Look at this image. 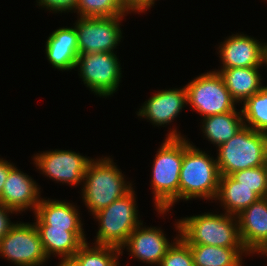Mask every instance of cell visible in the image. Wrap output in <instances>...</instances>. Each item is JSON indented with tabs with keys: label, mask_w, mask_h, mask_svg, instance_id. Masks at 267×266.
<instances>
[{
	"label": "cell",
	"mask_w": 267,
	"mask_h": 266,
	"mask_svg": "<svg viewBox=\"0 0 267 266\" xmlns=\"http://www.w3.org/2000/svg\"><path fill=\"white\" fill-rule=\"evenodd\" d=\"M183 137V162L179 176V201L215 200L220 172L214 159Z\"/></svg>",
	"instance_id": "cell-2"
},
{
	"label": "cell",
	"mask_w": 267,
	"mask_h": 266,
	"mask_svg": "<svg viewBox=\"0 0 267 266\" xmlns=\"http://www.w3.org/2000/svg\"><path fill=\"white\" fill-rule=\"evenodd\" d=\"M261 254L267 256V248Z\"/></svg>",
	"instance_id": "cell-35"
},
{
	"label": "cell",
	"mask_w": 267,
	"mask_h": 266,
	"mask_svg": "<svg viewBox=\"0 0 267 266\" xmlns=\"http://www.w3.org/2000/svg\"><path fill=\"white\" fill-rule=\"evenodd\" d=\"M36 155V156H35ZM33 163L49 179L62 184L80 185L92 160L72 150H50L34 154Z\"/></svg>",
	"instance_id": "cell-11"
},
{
	"label": "cell",
	"mask_w": 267,
	"mask_h": 266,
	"mask_svg": "<svg viewBox=\"0 0 267 266\" xmlns=\"http://www.w3.org/2000/svg\"><path fill=\"white\" fill-rule=\"evenodd\" d=\"M121 250L114 246L84 243L74 254L82 266H119Z\"/></svg>",
	"instance_id": "cell-25"
},
{
	"label": "cell",
	"mask_w": 267,
	"mask_h": 266,
	"mask_svg": "<svg viewBox=\"0 0 267 266\" xmlns=\"http://www.w3.org/2000/svg\"><path fill=\"white\" fill-rule=\"evenodd\" d=\"M45 54L51 65L61 71L75 69L79 56L75 27H60L46 40Z\"/></svg>",
	"instance_id": "cell-18"
},
{
	"label": "cell",
	"mask_w": 267,
	"mask_h": 266,
	"mask_svg": "<svg viewBox=\"0 0 267 266\" xmlns=\"http://www.w3.org/2000/svg\"><path fill=\"white\" fill-rule=\"evenodd\" d=\"M260 197L250 188L240 185L230 175H221L215 201L220 202L224 212L237 216Z\"/></svg>",
	"instance_id": "cell-21"
},
{
	"label": "cell",
	"mask_w": 267,
	"mask_h": 266,
	"mask_svg": "<svg viewBox=\"0 0 267 266\" xmlns=\"http://www.w3.org/2000/svg\"><path fill=\"white\" fill-rule=\"evenodd\" d=\"M57 266H82V264L73 256L62 258Z\"/></svg>",
	"instance_id": "cell-33"
},
{
	"label": "cell",
	"mask_w": 267,
	"mask_h": 266,
	"mask_svg": "<svg viewBox=\"0 0 267 266\" xmlns=\"http://www.w3.org/2000/svg\"><path fill=\"white\" fill-rule=\"evenodd\" d=\"M134 188L126 195L101 209L93 216L99 223L95 245L114 246L119 249L130 234L142 223L138 217Z\"/></svg>",
	"instance_id": "cell-6"
},
{
	"label": "cell",
	"mask_w": 267,
	"mask_h": 266,
	"mask_svg": "<svg viewBox=\"0 0 267 266\" xmlns=\"http://www.w3.org/2000/svg\"><path fill=\"white\" fill-rule=\"evenodd\" d=\"M242 243L251 255L267 248V197L260 198L237 215Z\"/></svg>",
	"instance_id": "cell-16"
},
{
	"label": "cell",
	"mask_w": 267,
	"mask_h": 266,
	"mask_svg": "<svg viewBox=\"0 0 267 266\" xmlns=\"http://www.w3.org/2000/svg\"><path fill=\"white\" fill-rule=\"evenodd\" d=\"M263 66L267 67V43L265 44L263 50Z\"/></svg>",
	"instance_id": "cell-34"
},
{
	"label": "cell",
	"mask_w": 267,
	"mask_h": 266,
	"mask_svg": "<svg viewBox=\"0 0 267 266\" xmlns=\"http://www.w3.org/2000/svg\"><path fill=\"white\" fill-rule=\"evenodd\" d=\"M176 231L188 245H211L226 248H245L237 216L205 212L178 219Z\"/></svg>",
	"instance_id": "cell-3"
},
{
	"label": "cell",
	"mask_w": 267,
	"mask_h": 266,
	"mask_svg": "<svg viewBox=\"0 0 267 266\" xmlns=\"http://www.w3.org/2000/svg\"><path fill=\"white\" fill-rule=\"evenodd\" d=\"M114 164L109 156L92 159L87 166L81 195L92 215L123 197L133 188V184L125 180V175L123 176Z\"/></svg>",
	"instance_id": "cell-4"
},
{
	"label": "cell",
	"mask_w": 267,
	"mask_h": 266,
	"mask_svg": "<svg viewBox=\"0 0 267 266\" xmlns=\"http://www.w3.org/2000/svg\"><path fill=\"white\" fill-rule=\"evenodd\" d=\"M242 104L244 126L267 133V85Z\"/></svg>",
	"instance_id": "cell-24"
},
{
	"label": "cell",
	"mask_w": 267,
	"mask_h": 266,
	"mask_svg": "<svg viewBox=\"0 0 267 266\" xmlns=\"http://www.w3.org/2000/svg\"><path fill=\"white\" fill-rule=\"evenodd\" d=\"M201 121V128L205 138L216 147L230 140L244 127L241 109L240 112L232 111L207 116Z\"/></svg>",
	"instance_id": "cell-22"
},
{
	"label": "cell",
	"mask_w": 267,
	"mask_h": 266,
	"mask_svg": "<svg viewBox=\"0 0 267 266\" xmlns=\"http://www.w3.org/2000/svg\"><path fill=\"white\" fill-rule=\"evenodd\" d=\"M37 5L52 11L53 13L74 12L78 0H36Z\"/></svg>",
	"instance_id": "cell-29"
},
{
	"label": "cell",
	"mask_w": 267,
	"mask_h": 266,
	"mask_svg": "<svg viewBox=\"0 0 267 266\" xmlns=\"http://www.w3.org/2000/svg\"><path fill=\"white\" fill-rule=\"evenodd\" d=\"M91 92L99 97L113 96L122 78L119 59L114 52L79 54L75 68Z\"/></svg>",
	"instance_id": "cell-8"
},
{
	"label": "cell",
	"mask_w": 267,
	"mask_h": 266,
	"mask_svg": "<svg viewBox=\"0 0 267 266\" xmlns=\"http://www.w3.org/2000/svg\"><path fill=\"white\" fill-rule=\"evenodd\" d=\"M153 6V0H124V7L128 13H142Z\"/></svg>",
	"instance_id": "cell-30"
},
{
	"label": "cell",
	"mask_w": 267,
	"mask_h": 266,
	"mask_svg": "<svg viewBox=\"0 0 267 266\" xmlns=\"http://www.w3.org/2000/svg\"><path fill=\"white\" fill-rule=\"evenodd\" d=\"M240 185L253 190L260 198L267 197V164L255 168L244 169L230 175Z\"/></svg>",
	"instance_id": "cell-27"
},
{
	"label": "cell",
	"mask_w": 267,
	"mask_h": 266,
	"mask_svg": "<svg viewBox=\"0 0 267 266\" xmlns=\"http://www.w3.org/2000/svg\"><path fill=\"white\" fill-rule=\"evenodd\" d=\"M14 167L13 163L8 162L7 160H3L0 158V196L2 193V189L9 174V171Z\"/></svg>",
	"instance_id": "cell-32"
},
{
	"label": "cell",
	"mask_w": 267,
	"mask_h": 266,
	"mask_svg": "<svg viewBox=\"0 0 267 266\" xmlns=\"http://www.w3.org/2000/svg\"><path fill=\"white\" fill-rule=\"evenodd\" d=\"M40 189L32 177L20 171L15 165L5 180L0 204L14 210L16 214L25 212L29 208L35 213L41 200Z\"/></svg>",
	"instance_id": "cell-13"
},
{
	"label": "cell",
	"mask_w": 267,
	"mask_h": 266,
	"mask_svg": "<svg viewBox=\"0 0 267 266\" xmlns=\"http://www.w3.org/2000/svg\"><path fill=\"white\" fill-rule=\"evenodd\" d=\"M220 175L267 164V133L244 126L234 137L217 147Z\"/></svg>",
	"instance_id": "cell-5"
},
{
	"label": "cell",
	"mask_w": 267,
	"mask_h": 266,
	"mask_svg": "<svg viewBox=\"0 0 267 266\" xmlns=\"http://www.w3.org/2000/svg\"><path fill=\"white\" fill-rule=\"evenodd\" d=\"M188 105L186 87L166 89L155 92L141 108L137 116L145 118L153 125L167 126L179 116L181 110Z\"/></svg>",
	"instance_id": "cell-15"
},
{
	"label": "cell",
	"mask_w": 267,
	"mask_h": 266,
	"mask_svg": "<svg viewBox=\"0 0 267 266\" xmlns=\"http://www.w3.org/2000/svg\"><path fill=\"white\" fill-rule=\"evenodd\" d=\"M0 256L16 266H40L46 256L34 223L14 222L0 240Z\"/></svg>",
	"instance_id": "cell-9"
},
{
	"label": "cell",
	"mask_w": 267,
	"mask_h": 266,
	"mask_svg": "<svg viewBox=\"0 0 267 266\" xmlns=\"http://www.w3.org/2000/svg\"><path fill=\"white\" fill-rule=\"evenodd\" d=\"M16 212L0 204V240L7 234L10 227L14 224L9 218V214Z\"/></svg>",
	"instance_id": "cell-31"
},
{
	"label": "cell",
	"mask_w": 267,
	"mask_h": 266,
	"mask_svg": "<svg viewBox=\"0 0 267 266\" xmlns=\"http://www.w3.org/2000/svg\"><path fill=\"white\" fill-rule=\"evenodd\" d=\"M159 266H194L190 247L180 234L174 238L173 244L168 248Z\"/></svg>",
	"instance_id": "cell-28"
},
{
	"label": "cell",
	"mask_w": 267,
	"mask_h": 266,
	"mask_svg": "<svg viewBox=\"0 0 267 266\" xmlns=\"http://www.w3.org/2000/svg\"><path fill=\"white\" fill-rule=\"evenodd\" d=\"M127 15L114 17H78L74 23L79 54L114 52L122 38L121 21Z\"/></svg>",
	"instance_id": "cell-10"
},
{
	"label": "cell",
	"mask_w": 267,
	"mask_h": 266,
	"mask_svg": "<svg viewBox=\"0 0 267 266\" xmlns=\"http://www.w3.org/2000/svg\"><path fill=\"white\" fill-rule=\"evenodd\" d=\"M78 17H114L127 15L124 0H78Z\"/></svg>",
	"instance_id": "cell-26"
},
{
	"label": "cell",
	"mask_w": 267,
	"mask_h": 266,
	"mask_svg": "<svg viewBox=\"0 0 267 266\" xmlns=\"http://www.w3.org/2000/svg\"><path fill=\"white\" fill-rule=\"evenodd\" d=\"M259 69L260 67H237L220 68V70L214 71L222 76L232 98L242 105V102L264 87L261 82L263 78L262 74L259 73Z\"/></svg>",
	"instance_id": "cell-20"
},
{
	"label": "cell",
	"mask_w": 267,
	"mask_h": 266,
	"mask_svg": "<svg viewBox=\"0 0 267 266\" xmlns=\"http://www.w3.org/2000/svg\"><path fill=\"white\" fill-rule=\"evenodd\" d=\"M188 104L202 118L236 111V101L216 71L202 73L185 85Z\"/></svg>",
	"instance_id": "cell-7"
},
{
	"label": "cell",
	"mask_w": 267,
	"mask_h": 266,
	"mask_svg": "<svg viewBox=\"0 0 267 266\" xmlns=\"http://www.w3.org/2000/svg\"><path fill=\"white\" fill-rule=\"evenodd\" d=\"M218 47L222 68L263 67L265 42L243 34H232Z\"/></svg>",
	"instance_id": "cell-14"
},
{
	"label": "cell",
	"mask_w": 267,
	"mask_h": 266,
	"mask_svg": "<svg viewBox=\"0 0 267 266\" xmlns=\"http://www.w3.org/2000/svg\"><path fill=\"white\" fill-rule=\"evenodd\" d=\"M159 227H144L142 223L130 234L127 242L121 247V254L126 248L129 256L146 264L159 266L168 248L173 244L166 238Z\"/></svg>",
	"instance_id": "cell-12"
},
{
	"label": "cell",
	"mask_w": 267,
	"mask_h": 266,
	"mask_svg": "<svg viewBox=\"0 0 267 266\" xmlns=\"http://www.w3.org/2000/svg\"><path fill=\"white\" fill-rule=\"evenodd\" d=\"M194 266H242V256L250 254L245 248H226L211 245H189ZM245 253V254H244Z\"/></svg>",
	"instance_id": "cell-23"
},
{
	"label": "cell",
	"mask_w": 267,
	"mask_h": 266,
	"mask_svg": "<svg viewBox=\"0 0 267 266\" xmlns=\"http://www.w3.org/2000/svg\"><path fill=\"white\" fill-rule=\"evenodd\" d=\"M35 226H51L66 231H84L77 206L65 200L41 198L34 213ZM81 219V220H80Z\"/></svg>",
	"instance_id": "cell-17"
},
{
	"label": "cell",
	"mask_w": 267,
	"mask_h": 266,
	"mask_svg": "<svg viewBox=\"0 0 267 266\" xmlns=\"http://www.w3.org/2000/svg\"><path fill=\"white\" fill-rule=\"evenodd\" d=\"M38 230L44 252L48 259L53 256L73 257L79 248L86 243L84 231H66L51 226H35Z\"/></svg>",
	"instance_id": "cell-19"
},
{
	"label": "cell",
	"mask_w": 267,
	"mask_h": 266,
	"mask_svg": "<svg viewBox=\"0 0 267 266\" xmlns=\"http://www.w3.org/2000/svg\"><path fill=\"white\" fill-rule=\"evenodd\" d=\"M152 165L151 186L155 210L164 215L179 201V176L183 162V137L170 128Z\"/></svg>",
	"instance_id": "cell-1"
}]
</instances>
